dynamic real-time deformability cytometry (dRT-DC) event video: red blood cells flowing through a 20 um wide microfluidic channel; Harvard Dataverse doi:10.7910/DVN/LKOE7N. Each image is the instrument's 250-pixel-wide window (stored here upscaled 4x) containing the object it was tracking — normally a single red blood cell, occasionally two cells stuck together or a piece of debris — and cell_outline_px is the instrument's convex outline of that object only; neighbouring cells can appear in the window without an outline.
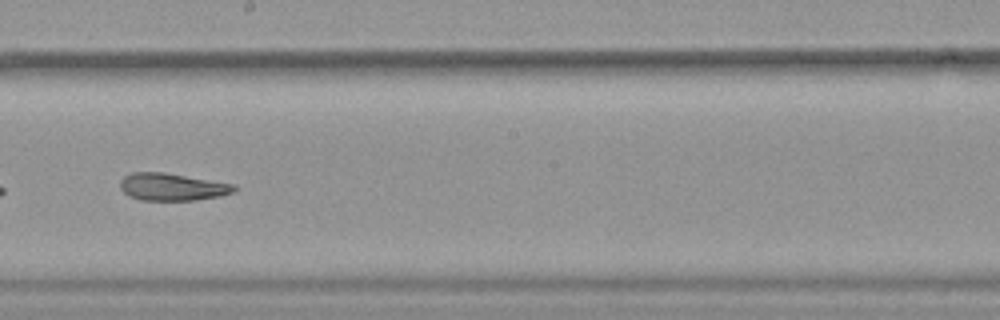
{"species": "common noctule bat (a hibernating species)", "species_latin": "Nyctalus noctula", "temperature_condition": "warm", "stored_images_in_passage": 50, "camera_frame_rate_fps": 3000, "um_per_image_px": 0.085, "animal": {"sex": "female", "body_mass_g": 19.9}, "frame": {"image": 1, "passage_image": 29, "time_ms": 9.333, "image_size_px": [1000, 320], "cell_outline_px": [[236, 192], [220, 196], [196, 200], [140, 200], [128, 196], [120, 188], [120, 180], [124, 176], [132, 172], [164, 172], [236, 184]], "centroid_in_image_um": [14.65, 15.88], "position_along_channel_um": 233.6, "area_um2": 18.38}, "authors_computed_cell_mechanics": {"area_um2": 21.386, "velocity_mm_per_s": 3.9338, "shape_relaxation_time_tau1_ms": null, "shape_relaxation_time_tau2_ms": 2.9, "deformation_change_tau1": null, "deformation_change_tau2": 0.1214}}